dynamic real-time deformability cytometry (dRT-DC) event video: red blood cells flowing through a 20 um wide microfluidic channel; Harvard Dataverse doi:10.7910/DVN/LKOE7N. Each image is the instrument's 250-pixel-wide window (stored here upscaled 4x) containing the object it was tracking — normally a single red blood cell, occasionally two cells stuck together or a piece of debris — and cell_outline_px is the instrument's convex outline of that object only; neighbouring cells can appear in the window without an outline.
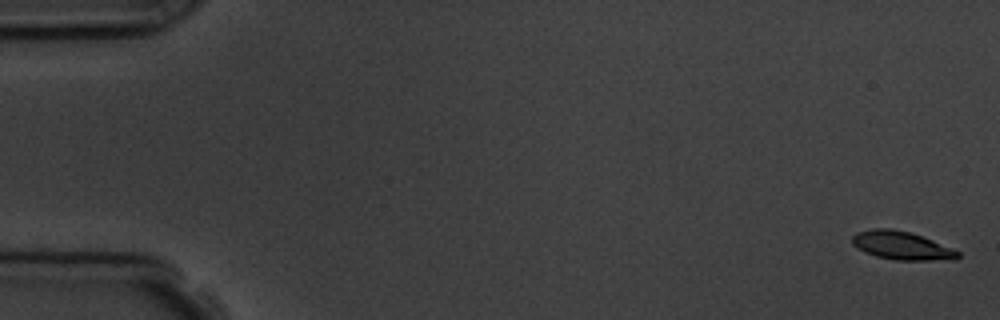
{"species": "common noctule bat (a hibernating species)", "species_latin": "Nyctalus noctula", "temperature_condition": "room temperature", "stored_images_in_passage": 9, "camera_frame_rate_fps": 3000, "um_per_image_px": 0.085, "animal": {"sex": "male", "body_mass_g": 19.5, "forearm_length_mm": 54.6}, "frame": {"image": 1, "passage_image": 1, "time_ms": 0.0, "image_size_px": [1000, 320], "cell_outline_px": [[960, 256], [956, 260], [896, 260], [876, 256], [856, 248], [852, 244], [852, 236], [856, 232], [872, 228], [892, 228], [908, 232], [932, 240], [952, 248], [960, 252]], "centroid_in_image_um": [76.63, 20.87], "position_along_channel_um": 8.4, "area_um2": 17.46}}